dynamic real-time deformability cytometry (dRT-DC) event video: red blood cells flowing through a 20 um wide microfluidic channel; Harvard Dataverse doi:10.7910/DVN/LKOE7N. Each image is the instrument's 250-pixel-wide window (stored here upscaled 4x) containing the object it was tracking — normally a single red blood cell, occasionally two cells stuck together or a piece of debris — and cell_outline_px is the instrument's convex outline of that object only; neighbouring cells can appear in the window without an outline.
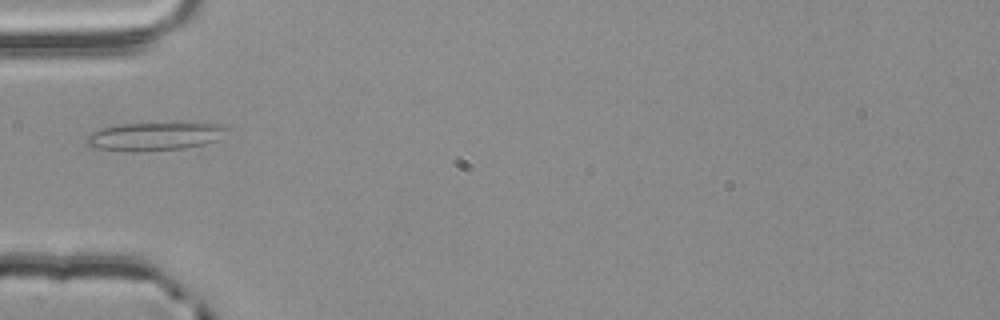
{"species": "common noctule bat (a hibernating species)", "species_latin": "Nyctalus noctula", "temperature_condition": "room temperature", "stored_images_in_passage": 2, "camera_frame_rate_fps": 3000, "um_per_image_px": 0.085, "animal": {"sex": "male", "body_mass_g": 20.4}, "frame": {"image": 1, "passage_image": 2, "time_ms": 0.333, "image_size_px": [1000, 320], "cell_outline_px": [[232, 128], [216, 140], [204, 144], [184, 148], [136, 152], [96, 148], [84, 144], [88, 136], [104, 128], [120, 124], [228, 124]], "centroid_in_image_um": [13.2, 11.6], "position_along_channel_um": 71.8, "area_um2": 22.66}}